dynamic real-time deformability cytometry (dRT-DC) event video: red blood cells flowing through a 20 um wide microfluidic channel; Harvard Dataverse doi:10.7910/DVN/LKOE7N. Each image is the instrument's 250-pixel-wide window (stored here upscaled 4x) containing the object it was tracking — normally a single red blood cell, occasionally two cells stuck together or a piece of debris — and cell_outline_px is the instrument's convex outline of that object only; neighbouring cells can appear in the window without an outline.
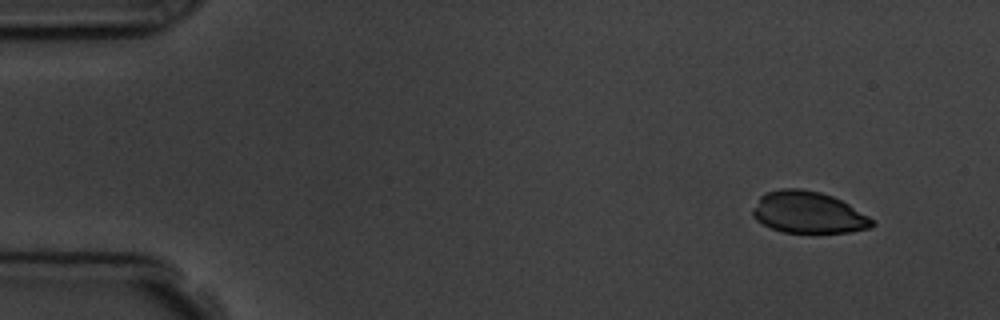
{"species": "common noctule bat (a hibernating species)", "species_latin": "Nyctalus noctula", "temperature_condition": "room temperature", "stored_images_in_passage": 4, "camera_frame_rate_fps": 3000, "um_per_image_px": 0.085, "animal": {"sex": "male", "body_mass_g": 19.5, "forearm_length_mm": 54.6}, "frame": {"image": 1, "passage_image": 1, "time_ms": 0.0, "image_size_px": [1000, 320], "cell_outline_px": [[876, 224], [868, 228], [848, 232], [784, 232], [772, 228], [756, 220], [752, 216], [752, 208], [760, 196], [764, 192], [780, 188], [800, 188], [820, 192], [832, 196], [848, 204], [868, 216]], "centroid_in_image_um": [68.65, 18.04], "position_along_channel_um": 16.3, "area_um2": 28.84}}